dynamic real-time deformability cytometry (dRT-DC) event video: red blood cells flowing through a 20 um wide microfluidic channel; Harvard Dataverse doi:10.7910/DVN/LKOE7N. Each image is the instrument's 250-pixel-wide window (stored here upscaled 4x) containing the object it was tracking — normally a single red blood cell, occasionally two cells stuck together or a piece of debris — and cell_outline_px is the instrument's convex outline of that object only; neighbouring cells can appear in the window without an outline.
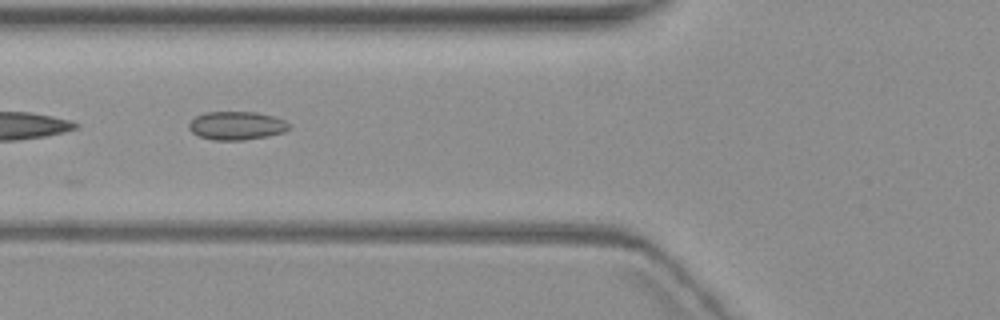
{"species": "common noctule bat (a hibernating species)", "species_latin": "Nyctalus noctula", "temperature_condition": "warm", "stored_images_in_passage": 11, "camera_frame_rate_fps": 3000, "um_per_image_px": 0.085, "animal": {"sex": "female", "body_mass_g": 19.3, "forearm_length_mm": 54.1}, "frame": {"image": 1, "passage_image": 6, "time_ms": 6.667, "image_size_px": [1000, 320], "cell_outline_px": [[292, 128], [284, 132], [268, 136], [244, 140], [212, 140], [200, 136], [192, 132], [188, 128], [188, 124], [196, 116], [208, 112], [256, 112], [276, 116], [292, 124]], "centroid_in_image_um": [20.17, 10.68], "position_along_channel_um": 105.6, "area_um2": 16.76}}
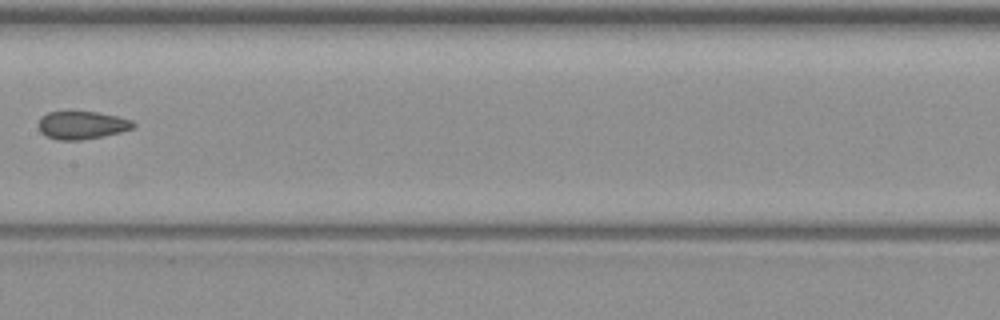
{"frame": {"image": 2, "passage_image": 8, "time_ms": 9.333, "image_size_px": [1000, 320], "cell_outline_px": [[136, 128], [104, 136], [80, 140], [56, 140], [44, 136], [40, 132], [36, 124], [40, 116], [48, 112], [96, 112], [116, 116], [132, 120], [136, 124]], "centroid_in_image_um": [6.92, 10.65], "position_along_channel_um": 200.5, "area_um2": 15.72}}
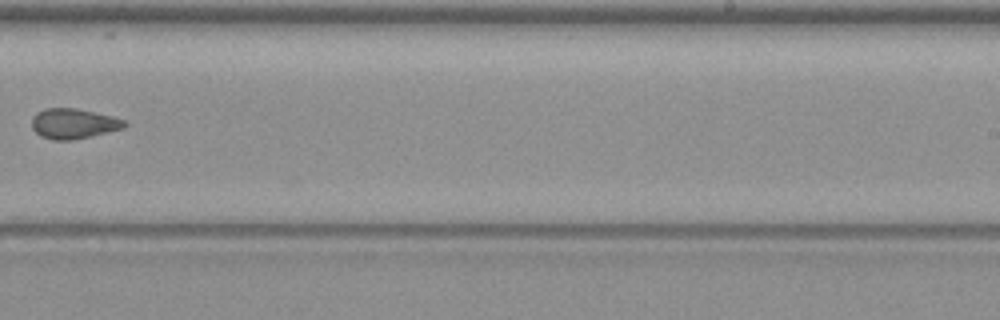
{"frame": {"image": 3, "passage_image": 10, "time_ms": 11.667, "image_size_px": [1000, 320], "cell_outline_px": [[128, 124], [124, 128], [92, 136], [72, 140], [52, 140], [40, 136], [32, 128], [32, 116], [36, 112], [44, 108], [76, 108], [112, 116], [124, 120]], "centroid_in_image_um": [6.23, 10.51], "position_along_channel_um": 282.8, "area_um2": 16.42}}